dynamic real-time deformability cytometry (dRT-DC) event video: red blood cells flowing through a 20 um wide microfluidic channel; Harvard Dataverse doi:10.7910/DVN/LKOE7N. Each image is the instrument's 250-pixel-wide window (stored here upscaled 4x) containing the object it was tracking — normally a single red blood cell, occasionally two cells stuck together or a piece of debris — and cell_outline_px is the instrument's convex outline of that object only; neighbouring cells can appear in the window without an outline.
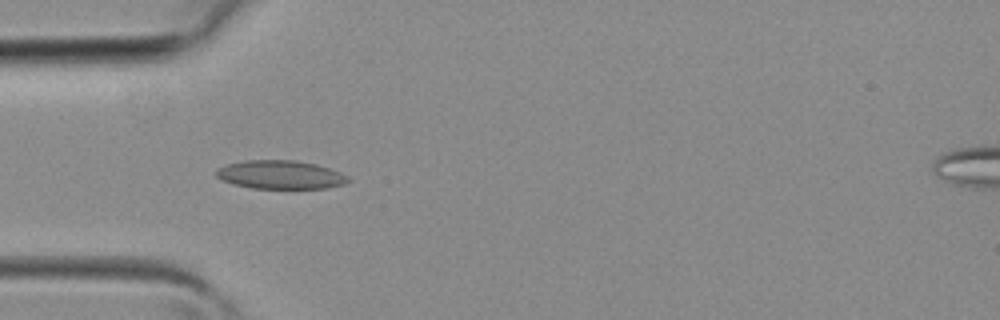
{"species": "common noctule bat (a hibernating species)", "species_latin": "Nyctalus noctula", "temperature_condition": "room temperature", "stored_images_in_passage": 30, "camera_frame_rate_fps": 3000, "um_per_image_px": 0.085, "animal": {"sex": "female", "body_mass_g": 19.3, "forearm_length_mm": 54.1}, "frame": {"image": 1, "passage_image": 2, "time_ms": 0.333, "image_size_px": [1000, 320], "cell_outline_px": [[352, 180], [344, 184], [328, 188], [252, 188], [232, 184], [220, 180], [216, 176], [216, 168], [224, 164], [244, 160], [296, 160], [316, 164], [340, 172], [348, 176]], "centroid_in_image_um": [23.8, 14.84], "position_along_channel_um": 61.2, "area_um2": 22.2}}
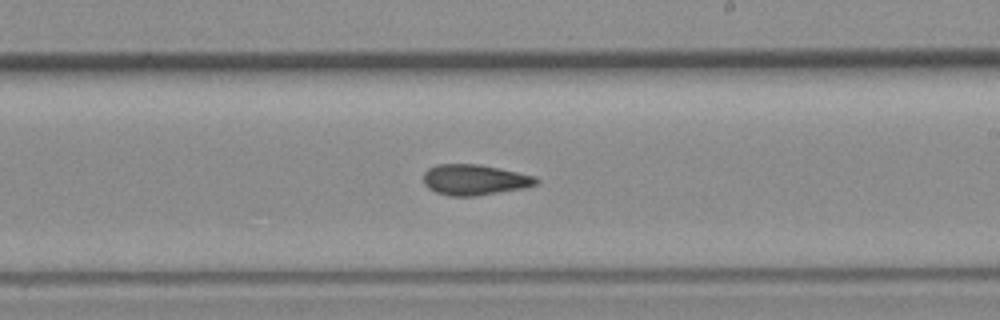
{"frame": {"image": 2, "passage_image": 13, "time_ms": 4.0, "image_size_px": [1000, 320], "cell_outline_px": [[540, 180], [536, 184], [524, 188], [476, 196], [448, 196], [436, 192], [428, 188], [424, 184], [424, 172], [428, 168], [436, 164], [476, 164], [536, 176]], "centroid_in_image_um": [40.31, 15.29], "position_along_channel_um": 248.7, "area_um2": 20.06}}
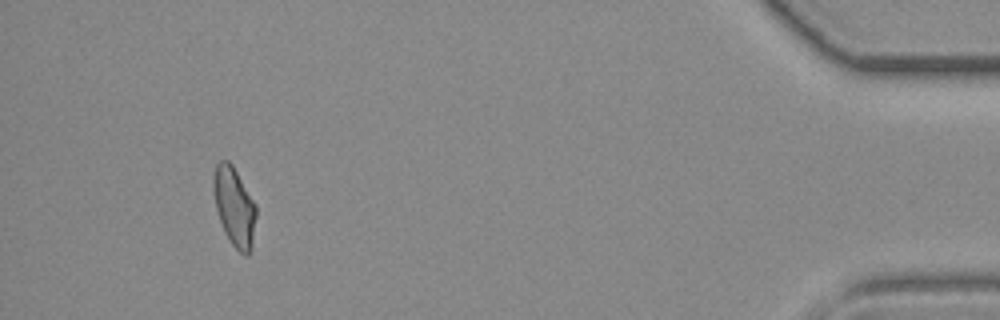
{"frame": {"image": 3, "passage_image": 27, "time_ms": 8.667, "image_size_px": [1000, 320], "cell_outline_px": [[256, 216], [252, 248], [248, 256], [244, 256], [228, 240], [224, 232], [216, 208], [212, 192], [212, 176], [216, 164], [220, 160], [228, 160], [232, 164], [256, 204]], "centroid_in_image_um": [19.9, 17.56], "position_along_channel_um": 415.3, "area_um2": 19.94}}